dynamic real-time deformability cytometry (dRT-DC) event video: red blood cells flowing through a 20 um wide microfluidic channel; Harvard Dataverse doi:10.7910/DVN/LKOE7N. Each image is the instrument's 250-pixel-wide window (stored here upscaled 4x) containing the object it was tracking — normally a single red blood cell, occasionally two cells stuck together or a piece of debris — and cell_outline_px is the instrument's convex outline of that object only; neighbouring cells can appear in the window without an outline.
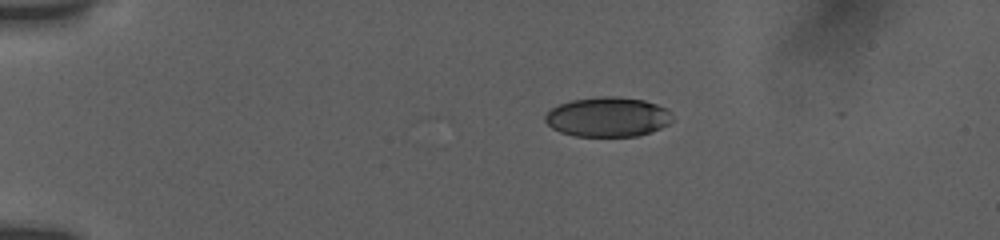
{"species": "human", "species_latin": "Homo sapiens", "temperature_condition": "room temperature", "stored_images_in_passage": 30, "camera_frame_rate_fps": 3000, "um_per_image_px": 0.085, "donor": {"sex": "female"}, "frame": {"image": 1, "passage_image": 1, "time_ms": 0.0, "image_size_px": [1000, 240], "cell_outline_px": [[672, 120], [668, 124], [660, 128], [636, 136], [576, 136], [560, 132], [552, 128], [544, 120], [544, 116], [552, 108], [560, 104], [572, 100], [604, 96], [608, 96], [644, 100], [656, 104], [664, 108], [668, 112]], "centroid_in_image_um": [51.61, 9.95], "position_along_channel_um": 33.4, "area_um2": 28.96}}
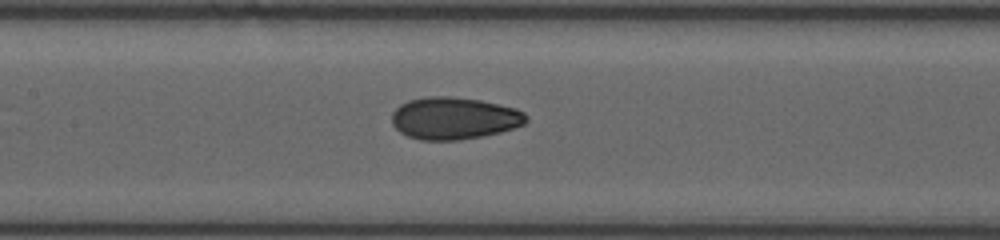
{"frame": {"image": 2, "passage_image": 12, "time_ms": 5.333, "image_size_px": [1000, 240], "cell_outline_px": [[528, 120], [524, 124], [500, 132], [460, 140], [420, 140], [408, 136], [400, 132], [392, 124], [392, 112], [400, 104], [408, 100], [428, 96], [448, 96], [480, 100], [516, 108], [524, 112], [528, 116]], "centroid_in_image_um": [38.59, 10.04], "position_along_channel_um": 168.8, "area_um2": 33.06}}
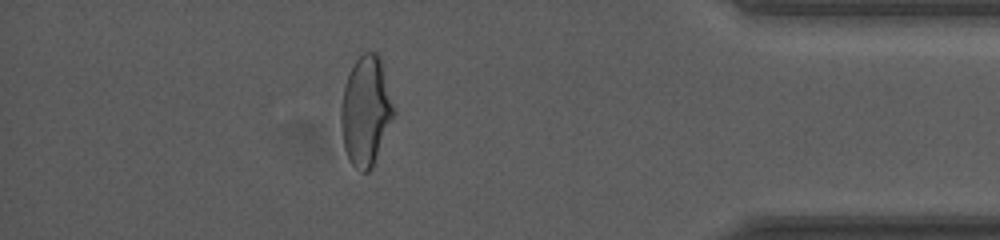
{"frame": {"image": 3, "passage_image": 26, "time_ms": 12.333, "image_size_px": [1000, 240], "cell_outline_px": [[396, 112], [372, 168], [368, 172], [360, 172], [352, 164], [344, 148], [340, 128], [340, 108], [344, 84], [356, 60], [364, 52], [376, 52], [380, 56]], "centroid_in_image_um": [31.09, 9.44], "position_along_channel_um": 404.1, "area_um2": 33.81}, "authors_computed_cell_mechanics": {"area_um2": 32.1657, "velocity_mm_per_s": 3.8292, "shape_relaxation_time_tau1_ms": 8.1339, "shape_relaxation_time_tau2_ms": 1.0561, "deformation_change_tau1": 0.1814, "deformation_change_tau2": 0.0532}}